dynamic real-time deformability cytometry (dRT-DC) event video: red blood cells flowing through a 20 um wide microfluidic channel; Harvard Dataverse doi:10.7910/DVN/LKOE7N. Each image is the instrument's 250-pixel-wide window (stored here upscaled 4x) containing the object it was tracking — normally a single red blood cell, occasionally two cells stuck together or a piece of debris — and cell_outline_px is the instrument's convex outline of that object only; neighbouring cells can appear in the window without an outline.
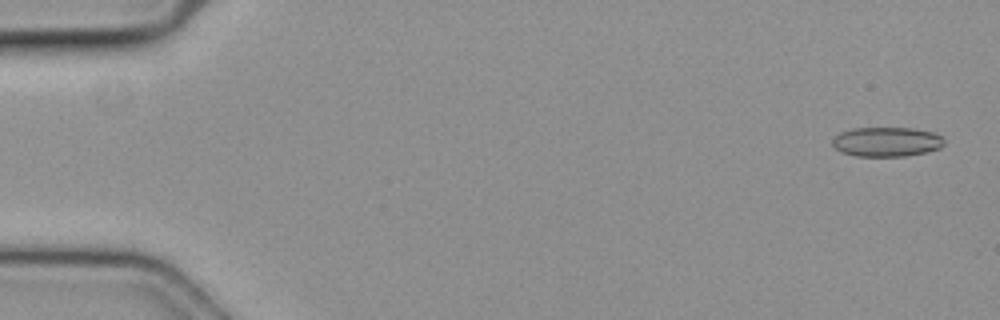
{"species": "common noctule bat (a hibernating species)", "species_latin": "Nyctalus noctula", "temperature_condition": "cold", "stored_images_in_passage": 16, "camera_frame_rate_fps": 3000, "um_per_image_px": 0.085, "animal": {"sex": "female", "body_mass_g": 19.3, "forearm_length_mm": 54.1}, "frame": {"image": 1, "passage_image": 2, "time_ms": 0.333, "image_size_px": [1000, 320], "cell_outline_px": [[944, 144], [940, 148], [928, 152], [904, 156], [856, 156], [840, 152], [832, 144], [832, 140], [840, 132], [852, 128], [912, 128], [932, 132], [940, 136], [944, 140]], "centroid_in_image_um": [75.36, 12.06], "position_along_channel_um": 9.6, "area_um2": 19.25}}
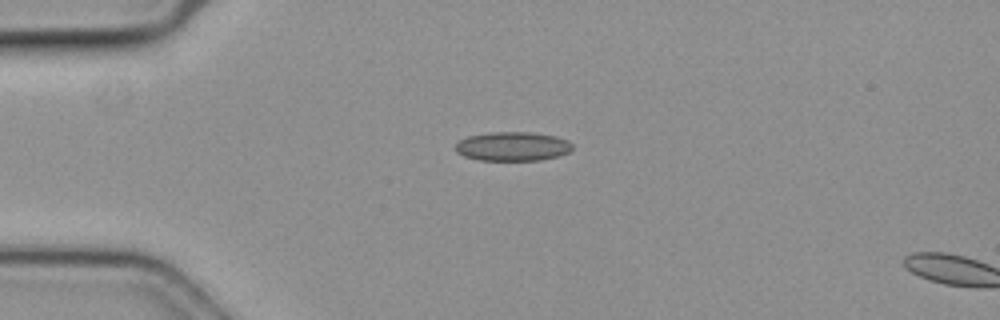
{"frame": {"image": 2, "passage_image": 14, "time_ms": 4.333, "image_size_px": [1000, 320], "cell_outline_px": [[572, 148], [568, 152], [556, 156], [540, 160], [476, 160], [464, 156], [456, 152], [456, 144], [460, 140], [468, 136], [492, 132], [532, 132], [556, 136], [568, 140], [572, 144]], "centroid_in_image_um": [43.56, 12.44], "position_along_channel_um": 41.4, "area_um2": 19.77}}